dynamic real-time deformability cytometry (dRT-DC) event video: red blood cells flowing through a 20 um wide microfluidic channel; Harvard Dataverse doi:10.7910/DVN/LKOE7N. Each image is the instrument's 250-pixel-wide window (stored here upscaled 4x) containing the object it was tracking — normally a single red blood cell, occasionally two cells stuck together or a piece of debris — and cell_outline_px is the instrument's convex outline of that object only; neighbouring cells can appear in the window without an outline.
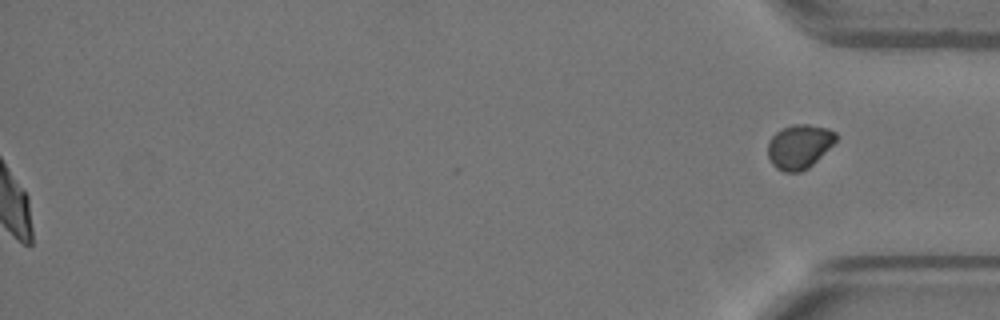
{"species": "Egyptian fruit bat (a non-hibernating species)", "species_latin": "Rousettus aegyptiacus", "temperature_condition": "warm", "stored_images_in_passage": 43, "segment_of_instrument_passage": [2, 2], "camera_frame_rate_fps": 3000, "um_per_image_px": 0.085, "animal": {"sex": "female"}, "frame": {"image": 1, "passage_image": 43, "time_ms": 14.0, "image_size_px": [1000, 320], "cell_outline_px": [[836, 140], [808, 168], [800, 172], [784, 172], [776, 168], [772, 164], [768, 156], [768, 140], [780, 128], [792, 124], [808, 124], [828, 128], [836, 132]], "centroid_in_image_um": [67.9, 12.44], "position_along_channel_um": 367.3, "area_um2": 17.51}}